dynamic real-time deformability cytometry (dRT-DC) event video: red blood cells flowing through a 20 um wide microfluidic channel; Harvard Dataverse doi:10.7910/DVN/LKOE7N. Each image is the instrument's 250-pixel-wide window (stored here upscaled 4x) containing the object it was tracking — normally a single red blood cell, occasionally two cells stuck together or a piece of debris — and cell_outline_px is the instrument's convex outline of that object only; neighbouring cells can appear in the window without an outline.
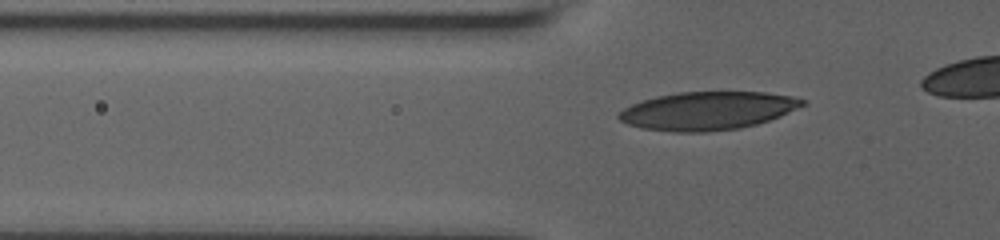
{"species": "human", "species_latin": "Homo sapiens", "temperature_condition": "room temperature", "stored_images_in_passage": 43, "camera_frame_rate_fps": 3000, "um_per_image_px": 0.085, "donor": {"sex": "male"}, "frame": {"image": 1, "passage_image": 12, "time_ms": 3.667, "image_size_px": [1000, 240], "cell_outline_px": [[808, 104], [780, 116], [756, 124], [740, 128], [704, 132], [672, 132], [640, 128], [628, 124], [620, 120], [616, 116], [624, 108], [632, 104], [656, 96], [680, 92], [764, 92], [792, 96], [804, 100]], "centroid_in_image_um": [60.15, 9.42], "position_along_channel_um": 65.6, "area_um2": 40.86}}
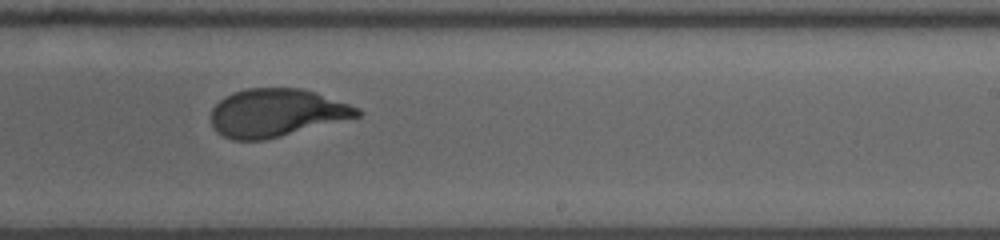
{"frame": {"image": 2, "passage_image": 29, "time_ms": 9.333, "image_size_px": [1000, 240], "cell_outline_px": [[364, 112], [360, 116], [264, 140], [232, 140], [216, 132], [212, 124], [212, 108], [224, 96], [232, 92], [248, 88], [300, 88], [316, 92], [360, 108]], "centroid_in_image_um": [23.49, 9.58], "position_along_channel_um": 265.5, "area_um2": 40.75}}
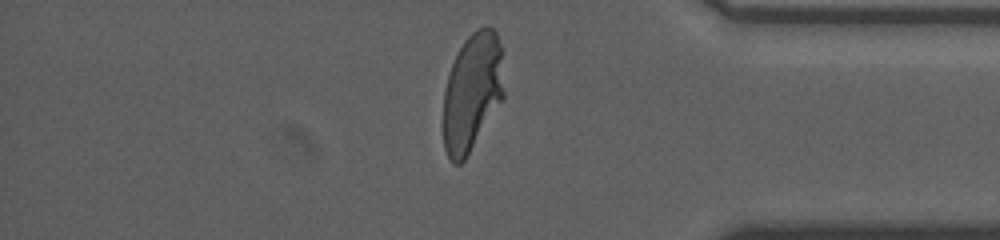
{"frame": {"image": 3, "passage_image": 41, "time_ms": 13.333, "image_size_px": [1000, 240], "cell_outline_px": [[504, 100], [464, 160], [460, 164], [452, 164], [444, 148], [444, 92], [448, 76], [452, 64], [464, 40], [476, 28], [488, 24], [496, 32], [500, 44], [504, 92]], "centroid_in_image_um": [40.15, 7.83], "position_along_channel_um": 395.0, "area_um2": 41.91}}